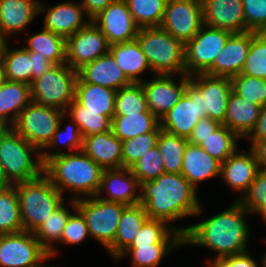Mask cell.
I'll use <instances>...</instances> for the list:
<instances>
[{"label":"cell","instance_id":"1","mask_svg":"<svg viewBox=\"0 0 266 267\" xmlns=\"http://www.w3.org/2000/svg\"><path fill=\"white\" fill-rule=\"evenodd\" d=\"M250 213L239 201L204 221L190 225L183 235L185 245L203 246L215 252L212 260L248 251L250 230L246 221ZM217 252V253H216Z\"/></svg>","mask_w":266,"mask_h":267},{"label":"cell","instance_id":"2","mask_svg":"<svg viewBox=\"0 0 266 267\" xmlns=\"http://www.w3.org/2000/svg\"><path fill=\"white\" fill-rule=\"evenodd\" d=\"M149 219L169 225L178 219L200 216L202 209L197 190L181 173H164L141 184L140 202Z\"/></svg>","mask_w":266,"mask_h":267},{"label":"cell","instance_id":"3","mask_svg":"<svg viewBox=\"0 0 266 267\" xmlns=\"http://www.w3.org/2000/svg\"><path fill=\"white\" fill-rule=\"evenodd\" d=\"M103 170L83 151L64 153L50 158L44 164V174L51 183L62 194L70 190L74 200L96 196Z\"/></svg>","mask_w":266,"mask_h":267},{"label":"cell","instance_id":"4","mask_svg":"<svg viewBox=\"0 0 266 267\" xmlns=\"http://www.w3.org/2000/svg\"><path fill=\"white\" fill-rule=\"evenodd\" d=\"M0 163L13 185L36 179L44 173L41 151L12 127H4L0 132Z\"/></svg>","mask_w":266,"mask_h":267},{"label":"cell","instance_id":"5","mask_svg":"<svg viewBox=\"0 0 266 267\" xmlns=\"http://www.w3.org/2000/svg\"><path fill=\"white\" fill-rule=\"evenodd\" d=\"M23 230L34 233L64 201L63 194L43 173L40 177L14 184Z\"/></svg>","mask_w":266,"mask_h":267},{"label":"cell","instance_id":"6","mask_svg":"<svg viewBox=\"0 0 266 267\" xmlns=\"http://www.w3.org/2000/svg\"><path fill=\"white\" fill-rule=\"evenodd\" d=\"M154 75H183L185 44L160 27L140 28L136 36Z\"/></svg>","mask_w":266,"mask_h":267},{"label":"cell","instance_id":"7","mask_svg":"<svg viewBox=\"0 0 266 267\" xmlns=\"http://www.w3.org/2000/svg\"><path fill=\"white\" fill-rule=\"evenodd\" d=\"M78 71L66 63L53 65L45 74L30 85L31 101L41 106L66 111L75 99Z\"/></svg>","mask_w":266,"mask_h":267},{"label":"cell","instance_id":"8","mask_svg":"<svg viewBox=\"0 0 266 267\" xmlns=\"http://www.w3.org/2000/svg\"><path fill=\"white\" fill-rule=\"evenodd\" d=\"M127 206L104 201L97 196L76 200V208L86 220L89 236L100 242L106 250L113 244L119 220Z\"/></svg>","mask_w":266,"mask_h":267},{"label":"cell","instance_id":"9","mask_svg":"<svg viewBox=\"0 0 266 267\" xmlns=\"http://www.w3.org/2000/svg\"><path fill=\"white\" fill-rule=\"evenodd\" d=\"M65 112L30 102L11 126L26 141L42 151L52 140Z\"/></svg>","mask_w":266,"mask_h":267},{"label":"cell","instance_id":"10","mask_svg":"<svg viewBox=\"0 0 266 267\" xmlns=\"http://www.w3.org/2000/svg\"><path fill=\"white\" fill-rule=\"evenodd\" d=\"M232 33L203 25L199 32L185 44L186 75L205 73L225 46Z\"/></svg>","mask_w":266,"mask_h":267},{"label":"cell","instance_id":"11","mask_svg":"<svg viewBox=\"0 0 266 267\" xmlns=\"http://www.w3.org/2000/svg\"><path fill=\"white\" fill-rule=\"evenodd\" d=\"M201 91L191 82L177 104L160 119V128L170 134L189 138L193 128L205 117Z\"/></svg>","mask_w":266,"mask_h":267},{"label":"cell","instance_id":"12","mask_svg":"<svg viewBox=\"0 0 266 267\" xmlns=\"http://www.w3.org/2000/svg\"><path fill=\"white\" fill-rule=\"evenodd\" d=\"M204 25L200 0H167L160 28L184 44Z\"/></svg>","mask_w":266,"mask_h":267},{"label":"cell","instance_id":"13","mask_svg":"<svg viewBox=\"0 0 266 267\" xmlns=\"http://www.w3.org/2000/svg\"><path fill=\"white\" fill-rule=\"evenodd\" d=\"M66 64L78 71L84 65L109 53L110 44L101 30L90 21L66 38Z\"/></svg>","mask_w":266,"mask_h":267},{"label":"cell","instance_id":"14","mask_svg":"<svg viewBox=\"0 0 266 267\" xmlns=\"http://www.w3.org/2000/svg\"><path fill=\"white\" fill-rule=\"evenodd\" d=\"M48 254L32 232L0 234V267H32Z\"/></svg>","mask_w":266,"mask_h":267},{"label":"cell","instance_id":"15","mask_svg":"<svg viewBox=\"0 0 266 267\" xmlns=\"http://www.w3.org/2000/svg\"><path fill=\"white\" fill-rule=\"evenodd\" d=\"M172 77L173 75H154L151 81L141 82L148 109L159 120L177 104L190 81L186 74L179 76V83Z\"/></svg>","mask_w":266,"mask_h":267},{"label":"cell","instance_id":"16","mask_svg":"<svg viewBox=\"0 0 266 267\" xmlns=\"http://www.w3.org/2000/svg\"><path fill=\"white\" fill-rule=\"evenodd\" d=\"M106 36L110 45L136 39L139 27L125 0H115L91 20Z\"/></svg>","mask_w":266,"mask_h":267},{"label":"cell","instance_id":"17","mask_svg":"<svg viewBox=\"0 0 266 267\" xmlns=\"http://www.w3.org/2000/svg\"><path fill=\"white\" fill-rule=\"evenodd\" d=\"M140 189L141 184L130 168L104 169L96 196L104 201L133 206L140 202ZM102 191L106 196H102Z\"/></svg>","mask_w":266,"mask_h":267},{"label":"cell","instance_id":"18","mask_svg":"<svg viewBox=\"0 0 266 267\" xmlns=\"http://www.w3.org/2000/svg\"><path fill=\"white\" fill-rule=\"evenodd\" d=\"M189 77L205 98V117L224 125L227 101L232 92L231 78L212 76L206 73L194 74Z\"/></svg>","mask_w":266,"mask_h":267},{"label":"cell","instance_id":"19","mask_svg":"<svg viewBox=\"0 0 266 267\" xmlns=\"http://www.w3.org/2000/svg\"><path fill=\"white\" fill-rule=\"evenodd\" d=\"M238 150L221 163L220 170L221 180L230 186L233 191L240 192L239 198L235 201L242 198L261 170L255 152L251 147L247 152Z\"/></svg>","mask_w":266,"mask_h":267},{"label":"cell","instance_id":"20","mask_svg":"<svg viewBox=\"0 0 266 267\" xmlns=\"http://www.w3.org/2000/svg\"><path fill=\"white\" fill-rule=\"evenodd\" d=\"M252 41V31L232 33L216 56L208 75L232 78L241 73Z\"/></svg>","mask_w":266,"mask_h":267},{"label":"cell","instance_id":"21","mask_svg":"<svg viewBox=\"0 0 266 267\" xmlns=\"http://www.w3.org/2000/svg\"><path fill=\"white\" fill-rule=\"evenodd\" d=\"M40 2L39 14L45 12L44 29L60 35L65 39L84 28L89 22L84 17L83 6L79 2H60L52 7H46Z\"/></svg>","mask_w":266,"mask_h":267},{"label":"cell","instance_id":"22","mask_svg":"<svg viewBox=\"0 0 266 267\" xmlns=\"http://www.w3.org/2000/svg\"><path fill=\"white\" fill-rule=\"evenodd\" d=\"M202 8L205 25L231 33L245 32L242 0H205Z\"/></svg>","mask_w":266,"mask_h":267},{"label":"cell","instance_id":"23","mask_svg":"<svg viewBox=\"0 0 266 267\" xmlns=\"http://www.w3.org/2000/svg\"><path fill=\"white\" fill-rule=\"evenodd\" d=\"M78 78L83 82L100 85L115 91L132 83L110 53L80 68Z\"/></svg>","mask_w":266,"mask_h":267},{"label":"cell","instance_id":"24","mask_svg":"<svg viewBox=\"0 0 266 267\" xmlns=\"http://www.w3.org/2000/svg\"><path fill=\"white\" fill-rule=\"evenodd\" d=\"M122 149L112 130L83 138L82 151L103 169L122 168Z\"/></svg>","mask_w":266,"mask_h":267},{"label":"cell","instance_id":"25","mask_svg":"<svg viewBox=\"0 0 266 267\" xmlns=\"http://www.w3.org/2000/svg\"><path fill=\"white\" fill-rule=\"evenodd\" d=\"M39 0H0V30L6 38L24 31L39 15Z\"/></svg>","mask_w":266,"mask_h":267},{"label":"cell","instance_id":"26","mask_svg":"<svg viewBox=\"0 0 266 267\" xmlns=\"http://www.w3.org/2000/svg\"><path fill=\"white\" fill-rule=\"evenodd\" d=\"M221 170V163L215 158L211 157L199 145L188 142L182 163L181 174L191 183L197 190L198 183L219 177Z\"/></svg>","mask_w":266,"mask_h":267},{"label":"cell","instance_id":"27","mask_svg":"<svg viewBox=\"0 0 266 267\" xmlns=\"http://www.w3.org/2000/svg\"><path fill=\"white\" fill-rule=\"evenodd\" d=\"M262 107L244 100L232 91L227 101L224 125L240 138H245L257 123Z\"/></svg>","mask_w":266,"mask_h":267},{"label":"cell","instance_id":"28","mask_svg":"<svg viewBox=\"0 0 266 267\" xmlns=\"http://www.w3.org/2000/svg\"><path fill=\"white\" fill-rule=\"evenodd\" d=\"M30 102L29 84L6 80L0 86V123L4 127H11Z\"/></svg>","mask_w":266,"mask_h":267},{"label":"cell","instance_id":"29","mask_svg":"<svg viewBox=\"0 0 266 267\" xmlns=\"http://www.w3.org/2000/svg\"><path fill=\"white\" fill-rule=\"evenodd\" d=\"M116 91L100 85L76 80L75 100L81 111L101 112V115L114 117Z\"/></svg>","mask_w":266,"mask_h":267},{"label":"cell","instance_id":"30","mask_svg":"<svg viewBox=\"0 0 266 267\" xmlns=\"http://www.w3.org/2000/svg\"><path fill=\"white\" fill-rule=\"evenodd\" d=\"M149 219L141 204L127 206L119 220L113 244L107 249L116 260L132 243L143 224Z\"/></svg>","mask_w":266,"mask_h":267},{"label":"cell","instance_id":"31","mask_svg":"<svg viewBox=\"0 0 266 267\" xmlns=\"http://www.w3.org/2000/svg\"><path fill=\"white\" fill-rule=\"evenodd\" d=\"M109 53L132 83H141L143 78L140 75L145 70L151 71L147 58L136 39L110 45Z\"/></svg>","mask_w":266,"mask_h":267},{"label":"cell","instance_id":"32","mask_svg":"<svg viewBox=\"0 0 266 267\" xmlns=\"http://www.w3.org/2000/svg\"><path fill=\"white\" fill-rule=\"evenodd\" d=\"M63 202L59 207H57L53 213L49 215L47 219L39 226L34 232V236L38 239L41 246L52 256L57 255L58 250L54 247V242L60 243L64 227L67 221L77 208L76 200L71 199L68 204L64 205ZM67 205L72 208L68 210ZM70 211V212H69Z\"/></svg>","mask_w":266,"mask_h":267},{"label":"cell","instance_id":"33","mask_svg":"<svg viewBox=\"0 0 266 267\" xmlns=\"http://www.w3.org/2000/svg\"><path fill=\"white\" fill-rule=\"evenodd\" d=\"M189 226L174 227L163 220L148 219L133 239L130 246L151 244H184L183 235Z\"/></svg>","mask_w":266,"mask_h":267},{"label":"cell","instance_id":"34","mask_svg":"<svg viewBox=\"0 0 266 267\" xmlns=\"http://www.w3.org/2000/svg\"><path fill=\"white\" fill-rule=\"evenodd\" d=\"M111 130L122 142L148 132H160V120L148 109L141 114L114 116Z\"/></svg>","mask_w":266,"mask_h":267},{"label":"cell","instance_id":"35","mask_svg":"<svg viewBox=\"0 0 266 267\" xmlns=\"http://www.w3.org/2000/svg\"><path fill=\"white\" fill-rule=\"evenodd\" d=\"M26 40L27 44L24 46L26 50L37 52V55L46 57L54 65L66 62V39L64 37L42 28V31L34 33Z\"/></svg>","mask_w":266,"mask_h":267},{"label":"cell","instance_id":"36","mask_svg":"<svg viewBox=\"0 0 266 267\" xmlns=\"http://www.w3.org/2000/svg\"><path fill=\"white\" fill-rule=\"evenodd\" d=\"M5 71L6 80L32 84V59L24 47L10 49L6 43L0 57Z\"/></svg>","mask_w":266,"mask_h":267},{"label":"cell","instance_id":"37","mask_svg":"<svg viewBox=\"0 0 266 267\" xmlns=\"http://www.w3.org/2000/svg\"><path fill=\"white\" fill-rule=\"evenodd\" d=\"M66 113L62 115L60 118V122L58 125V128L56 132L53 135L52 140L49 142V144L41 151V158L43 161V164H45L50 158L64 154L69 152H63L58 150V147H68L70 150H72L71 153H74L73 151H82L83 147V137L81 135V132L77 126V124L73 121L72 123H68L65 128L62 127L63 121L65 120ZM62 145V146H61ZM49 148L52 150V152L48 151ZM56 148V152L53 151ZM74 149V150H73ZM58 150V151H57ZM48 151V152H47Z\"/></svg>","mask_w":266,"mask_h":267},{"label":"cell","instance_id":"38","mask_svg":"<svg viewBox=\"0 0 266 267\" xmlns=\"http://www.w3.org/2000/svg\"><path fill=\"white\" fill-rule=\"evenodd\" d=\"M188 139L182 136L160 131L157 146L160 151L165 173H181L185 148Z\"/></svg>","mask_w":266,"mask_h":267},{"label":"cell","instance_id":"39","mask_svg":"<svg viewBox=\"0 0 266 267\" xmlns=\"http://www.w3.org/2000/svg\"><path fill=\"white\" fill-rule=\"evenodd\" d=\"M65 113L77 124L83 138L111 130V117L101 115V112L81 111V105L75 99Z\"/></svg>","mask_w":266,"mask_h":267},{"label":"cell","instance_id":"40","mask_svg":"<svg viewBox=\"0 0 266 267\" xmlns=\"http://www.w3.org/2000/svg\"><path fill=\"white\" fill-rule=\"evenodd\" d=\"M23 231L16 189L13 186L0 189V234Z\"/></svg>","mask_w":266,"mask_h":267},{"label":"cell","instance_id":"41","mask_svg":"<svg viewBox=\"0 0 266 267\" xmlns=\"http://www.w3.org/2000/svg\"><path fill=\"white\" fill-rule=\"evenodd\" d=\"M240 137L225 125H221L215 132L206 137L200 145L211 157L223 163L238 148Z\"/></svg>","mask_w":266,"mask_h":267},{"label":"cell","instance_id":"42","mask_svg":"<svg viewBox=\"0 0 266 267\" xmlns=\"http://www.w3.org/2000/svg\"><path fill=\"white\" fill-rule=\"evenodd\" d=\"M184 244H151L150 246H129L116 261L131 256L132 267H158L170 251Z\"/></svg>","mask_w":266,"mask_h":267},{"label":"cell","instance_id":"43","mask_svg":"<svg viewBox=\"0 0 266 267\" xmlns=\"http://www.w3.org/2000/svg\"><path fill=\"white\" fill-rule=\"evenodd\" d=\"M139 28L159 27L167 0H125Z\"/></svg>","mask_w":266,"mask_h":267},{"label":"cell","instance_id":"44","mask_svg":"<svg viewBox=\"0 0 266 267\" xmlns=\"http://www.w3.org/2000/svg\"><path fill=\"white\" fill-rule=\"evenodd\" d=\"M147 110L146 96L141 83H131L116 91L114 116L141 114Z\"/></svg>","mask_w":266,"mask_h":267},{"label":"cell","instance_id":"45","mask_svg":"<svg viewBox=\"0 0 266 267\" xmlns=\"http://www.w3.org/2000/svg\"><path fill=\"white\" fill-rule=\"evenodd\" d=\"M232 91L250 103L266 105V79L238 74L231 78Z\"/></svg>","mask_w":266,"mask_h":267},{"label":"cell","instance_id":"46","mask_svg":"<svg viewBox=\"0 0 266 267\" xmlns=\"http://www.w3.org/2000/svg\"><path fill=\"white\" fill-rule=\"evenodd\" d=\"M242 74L266 79V32L252 31V41Z\"/></svg>","mask_w":266,"mask_h":267},{"label":"cell","instance_id":"47","mask_svg":"<svg viewBox=\"0 0 266 267\" xmlns=\"http://www.w3.org/2000/svg\"><path fill=\"white\" fill-rule=\"evenodd\" d=\"M160 132H148L122 142V167L130 168L157 145Z\"/></svg>","mask_w":266,"mask_h":267},{"label":"cell","instance_id":"48","mask_svg":"<svg viewBox=\"0 0 266 267\" xmlns=\"http://www.w3.org/2000/svg\"><path fill=\"white\" fill-rule=\"evenodd\" d=\"M250 213L261 216L266 212V169H261L247 192L238 200Z\"/></svg>","mask_w":266,"mask_h":267},{"label":"cell","instance_id":"49","mask_svg":"<svg viewBox=\"0 0 266 267\" xmlns=\"http://www.w3.org/2000/svg\"><path fill=\"white\" fill-rule=\"evenodd\" d=\"M130 170L140 184L148 180H154L164 174V163L158 146L151 148L149 152L130 167Z\"/></svg>","mask_w":266,"mask_h":267},{"label":"cell","instance_id":"50","mask_svg":"<svg viewBox=\"0 0 266 267\" xmlns=\"http://www.w3.org/2000/svg\"><path fill=\"white\" fill-rule=\"evenodd\" d=\"M245 31L266 32V0H242Z\"/></svg>","mask_w":266,"mask_h":267},{"label":"cell","instance_id":"51","mask_svg":"<svg viewBox=\"0 0 266 267\" xmlns=\"http://www.w3.org/2000/svg\"><path fill=\"white\" fill-rule=\"evenodd\" d=\"M90 237L86 220L82 213L76 209L72 213L64 227L60 242L67 245H74L83 242Z\"/></svg>","mask_w":266,"mask_h":267},{"label":"cell","instance_id":"52","mask_svg":"<svg viewBox=\"0 0 266 267\" xmlns=\"http://www.w3.org/2000/svg\"><path fill=\"white\" fill-rule=\"evenodd\" d=\"M250 254L248 250L233 256L212 260L208 264L211 267H259L260 263Z\"/></svg>","mask_w":266,"mask_h":267},{"label":"cell","instance_id":"53","mask_svg":"<svg viewBox=\"0 0 266 267\" xmlns=\"http://www.w3.org/2000/svg\"><path fill=\"white\" fill-rule=\"evenodd\" d=\"M221 124L208 117L201 118L197 125L193 128L192 134L188 138V142L195 145H201L206 137L215 132Z\"/></svg>","mask_w":266,"mask_h":267},{"label":"cell","instance_id":"54","mask_svg":"<svg viewBox=\"0 0 266 267\" xmlns=\"http://www.w3.org/2000/svg\"><path fill=\"white\" fill-rule=\"evenodd\" d=\"M265 137H266V105L262 107L257 123L245 138L250 140V147H252L258 140L263 139Z\"/></svg>","mask_w":266,"mask_h":267},{"label":"cell","instance_id":"55","mask_svg":"<svg viewBox=\"0 0 266 267\" xmlns=\"http://www.w3.org/2000/svg\"><path fill=\"white\" fill-rule=\"evenodd\" d=\"M30 58L32 59V82L39 76L45 74L54 64L51 63L46 57L37 55V52L29 51Z\"/></svg>","mask_w":266,"mask_h":267},{"label":"cell","instance_id":"56","mask_svg":"<svg viewBox=\"0 0 266 267\" xmlns=\"http://www.w3.org/2000/svg\"><path fill=\"white\" fill-rule=\"evenodd\" d=\"M115 0H82L80 4L83 6L85 15L91 21L102 10H104L110 3Z\"/></svg>","mask_w":266,"mask_h":267},{"label":"cell","instance_id":"57","mask_svg":"<svg viewBox=\"0 0 266 267\" xmlns=\"http://www.w3.org/2000/svg\"><path fill=\"white\" fill-rule=\"evenodd\" d=\"M251 148L255 152L260 169H266V137L258 140Z\"/></svg>","mask_w":266,"mask_h":267},{"label":"cell","instance_id":"58","mask_svg":"<svg viewBox=\"0 0 266 267\" xmlns=\"http://www.w3.org/2000/svg\"><path fill=\"white\" fill-rule=\"evenodd\" d=\"M10 186H13V184L6 177L4 169L0 163V189L8 188Z\"/></svg>","mask_w":266,"mask_h":267},{"label":"cell","instance_id":"59","mask_svg":"<svg viewBox=\"0 0 266 267\" xmlns=\"http://www.w3.org/2000/svg\"><path fill=\"white\" fill-rule=\"evenodd\" d=\"M8 39L3 36L0 30V57L4 51L5 45L7 43Z\"/></svg>","mask_w":266,"mask_h":267},{"label":"cell","instance_id":"60","mask_svg":"<svg viewBox=\"0 0 266 267\" xmlns=\"http://www.w3.org/2000/svg\"><path fill=\"white\" fill-rule=\"evenodd\" d=\"M5 81H6V76H5L4 66L0 59V86L3 85Z\"/></svg>","mask_w":266,"mask_h":267},{"label":"cell","instance_id":"61","mask_svg":"<svg viewBox=\"0 0 266 267\" xmlns=\"http://www.w3.org/2000/svg\"><path fill=\"white\" fill-rule=\"evenodd\" d=\"M50 258H52V256L50 255V254H48L39 264H36V265H34V266H32V267H55V266H44L42 263L44 262V261H46V260H48V259H50Z\"/></svg>","mask_w":266,"mask_h":267},{"label":"cell","instance_id":"62","mask_svg":"<svg viewBox=\"0 0 266 267\" xmlns=\"http://www.w3.org/2000/svg\"><path fill=\"white\" fill-rule=\"evenodd\" d=\"M261 264H262V267H266V253H264V255H262V258H261Z\"/></svg>","mask_w":266,"mask_h":267},{"label":"cell","instance_id":"63","mask_svg":"<svg viewBox=\"0 0 266 267\" xmlns=\"http://www.w3.org/2000/svg\"><path fill=\"white\" fill-rule=\"evenodd\" d=\"M262 219L266 222V212L262 215Z\"/></svg>","mask_w":266,"mask_h":267},{"label":"cell","instance_id":"64","mask_svg":"<svg viewBox=\"0 0 266 267\" xmlns=\"http://www.w3.org/2000/svg\"><path fill=\"white\" fill-rule=\"evenodd\" d=\"M3 128L4 126L0 123V132L2 131Z\"/></svg>","mask_w":266,"mask_h":267}]
</instances>
